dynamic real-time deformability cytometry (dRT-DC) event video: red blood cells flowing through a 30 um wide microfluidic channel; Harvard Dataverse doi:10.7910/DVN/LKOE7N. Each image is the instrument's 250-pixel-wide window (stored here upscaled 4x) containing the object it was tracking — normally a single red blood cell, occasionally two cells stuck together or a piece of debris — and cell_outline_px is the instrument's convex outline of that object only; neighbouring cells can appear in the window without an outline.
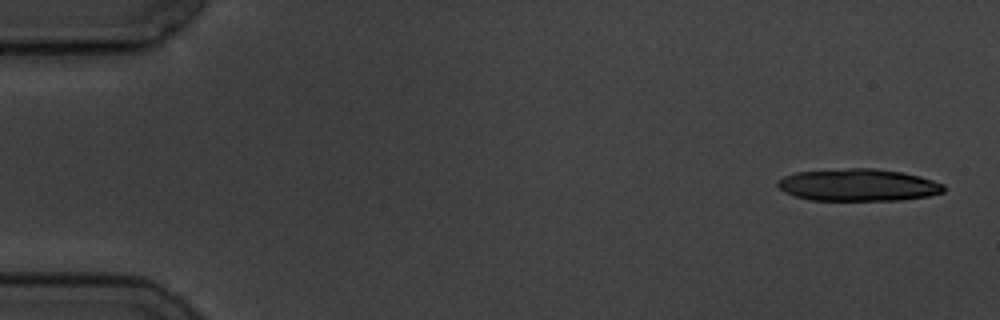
{"species": "common noctule bat (a hibernating species)", "species_latin": "Nyctalus noctula", "temperature_condition": "cold", "stored_images_in_passage": 5, "camera_frame_rate_fps": 3000, "um_per_image_px": 0.085, "animal": {"sex": "male", "body_mass_g": 19.5, "forearm_length_mm": 54.6}, "frame": {"image": 1, "passage_image": 1, "time_ms": 0.0, "image_size_px": [1000, 320], "cell_outline_px": [[944, 192], [928, 196], [900, 200], [812, 200], [796, 196], [784, 192], [776, 184], [776, 180], [784, 176], [796, 172], [848, 168], [876, 168], [900, 172], [920, 176], [944, 184]], "centroid_in_image_um": [72.93, 15.72], "position_along_channel_um": 12.1, "area_um2": 31.15}}